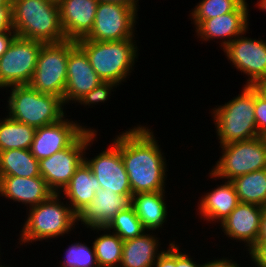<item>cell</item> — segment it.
<instances>
[{
  "instance_id": "13",
  "label": "cell",
  "mask_w": 266,
  "mask_h": 267,
  "mask_svg": "<svg viewBox=\"0 0 266 267\" xmlns=\"http://www.w3.org/2000/svg\"><path fill=\"white\" fill-rule=\"evenodd\" d=\"M111 145L92 159L84 156V161L96 176L101 188L120 195H132L121 151L114 142Z\"/></svg>"
},
{
  "instance_id": "17",
  "label": "cell",
  "mask_w": 266,
  "mask_h": 267,
  "mask_svg": "<svg viewBox=\"0 0 266 267\" xmlns=\"http://www.w3.org/2000/svg\"><path fill=\"white\" fill-rule=\"evenodd\" d=\"M60 22L67 40L86 38L93 27L98 0H57Z\"/></svg>"
},
{
  "instance_id": "26",
  "label": "cell",
  "mask_w": 266,
  "mask_h": 267,
  "mask_svg": "<svg viewBox=\"0 0 266 267\" xmlns=\"http://www.w3.org/2000/svg\"><path fill=\"white\" fill-rule=\"evenodd\" d=\"M231 182L240 202L266 206V169L238 176Z\"/></svg>"
},
{
  "instance_id": "41",
  "label": "cell",
  "mask_w": 266,
  "mask_h": 267,
  "mask_svg": "<svg viewBox=\"0 0 266 267\" xmlns=\"http://www.w3.org/2000/svg\"><path fill=\"white\" fill-rule=\"evenodd\" d=\"M98 1H104V2H117V3H121V4H126L134 9H136L138 11V7H139V0H98Z\"/></svg>"
},
{
  "instance_id": "8",
  "label": "cell",
  "mask_w": 266,
  "mask_h": 267,
  "mask_svg": "<svg viewBox=\"0 0 266 267\" xmlns=\"http://www.w3.org/2000/svg\"><path fill=\"white\" fill-rule=\"evenodd\" d=\"M222 156L209 172L212 178L231 181L254 171L266 169V146L260 136L219 146Z\"/></svg>"
},
{
  "instance_id": "28",
  "label": "cell",
  "mask_w": 266,
  "mask_h": 267,
  "mask_svg": "<svg viewBox=\"0 0 266 267\" xmlns=\"http://www.w3.org/2000/svg\"><path fill=\"white\" fill-rule=\"evenodd\" d=\"M91 230L104 231L92 243L99 267H119L122 260L123 240L107 227H93ZM108 232V233H107Z\"/></svg>"
},
{
  "instance_id": "45",
  "label": "cell",
  "mask_w": 266,
  "mask_h": 267,
  "mask_svg": "<svg viewBox=\"0 0 266 267\" xmlns=\"http://www.w3.org/2000/svg\"><path fill=\"white\" fill-rule=\"evenodd\" d=\"M260 137L262 138V140H263V142H264V144H265V146H266V131L263 132V133L260 135Z\"/></svg>"
},
{
  "instance_id": "20",
  "label": "cell",
  "mask_w": 266,
  "mask_h": 267,
  "mask_svg": "<svg viewBox=\"0 0 266 267\" xmlns=\"http://www.w3.org/2000/svg\"><path fill=\"white\" fill-rule=\"evenodd\" d=\"M54 192L48 187L41 176L22 178L17 176H2L0 178V196L22 202L31 208L48 200Z\"/></svg>"
},
{
  "instance_id": "42",
  "label": "cell",
  "mask_w": 266,
  "mask_h": 267,
  "mask_svg": "<svg viewBox=\"0 0 266 267\" xmlns=\"http://www.w3.org/2000/svg\"><path fill=\"white\" fill-rule=\"evenodd\" d=\"M256 87L258 88V91L261 92L266 97V77L262 79Z\"/></svg>"
},
{
  "instance_id": "23",
  "label": "cell",
  "mask_w": 266,
  "mask_h": 267,
  "mask_svg": "<svg viewBox=\"0 0 266 267\" xmlns=\"http://www.w3.org/2000/svg\"><path fill=\"white\" fill-rule=\"evenodd\" d=\"M144 232L141 236L123 241L122 260L119 267H153L165 251H158L161 244L156 235ZM159 246V247H158Z\"/></svg>"
},
{
  "instance_id": "32",
  "label": "cell",
  "mask_w": 266,
  "mask_h": 267,
  "mask_svg": "<svg viewBox=\"0 0 266 267\" xmlns=\"http://www.w3.org/2000/svg\"><path fill=\"white\" fill-rule=\"evenodd\" d=\"M119 85L113 83V82H101L98 86H96L94 89H92L89 93H86L84 96H82L78 103L80 105L84 106H90V105H96L98 103H104L107 101L111 96V90L115 87L117 88Z\"/></svg>"
},
{
  "instance_id": "34",
  "label": "cell",
  "mask_w": 266,
  "mask_h": 267,
  "mask_svg": "<svg viewBox=\"0 0 266 267\" xmlns=\"http://www.w3.org/2000/svg\"><path fill=\"white\" fill-rule=\"evenodd\" d=\"M165 250L155 261L153 267H176V244L175 241L169 243Z\"/></svg>"
},
{
  "instance_id": "10",
  "label": "cell",
  "mask_w": 266,
  "mask_h": 267,
  "mask_svg": "<svg viewBox=\"0 0 266 267\" xmlns=\"http://www.w3.org/2000/svg\"><path fill=\"white\" fill-rule=\"evenodd\" d=\"M44 43L16 36L0 57V89L28 85Z\"/></svg>"
},
{
  "instance_id": "14",
  "label": "cell",
  "mask_w": 266,
  "mask_h": 267,
  "mask_svg": "<svg viewBox=\"0 0 266 267\" xmlns=\"http://www.w3.org/2000/svg\"><path fill=\"white\" fill-rule=\"evenodd\" d=\"M65 117L56 123L36 128L30 151L37 160L67 148L86 129L77 121Z\"/></svg>"
},
{
  "instance_id": "33",
  "label": "cell",
  "mask_w": 266,
  "mask_h": 267,
  "mask_svg": "<svg viewBox=\"0 0 266 267\" xmlns=\"http://www.w3.org/2000/svg\"><path fill=\"white\" fill-rule=\"evenodd\" d=\"M255 119L258 134L266 131V97L255 86Z\"/></svg>"
},
{
  "instance_id": "24",
  "label": "cell",
  "mask_w": 266,
  "mask_h": 267,
  "mask_svg": "<svg viewBox=\"0 0 266 267\" xmlns=\"http://www.w3.org/2000/svg\"><path fill=\"white\" fill-rule=\"evenodd\" d=\"M165 191L134 194L131 197V206L142 222L146 231L161 229L168 215Z\"/></svg>"
},
{
  "instance_id": "30",
  "label": "cell",
  "mask_w": 266,
  "mask_h": 267,
  "mask_svg": "<svg viewBox=\"0 0 266 267\" xmlns=\"http://www.w3.org/2000/svg\"><path fill=\"white\" fill-rule=\"evenodd\" d=\"M245 0H201L192 9L191 19L197 27L205 19L235 11Z\"/></svg>"
},
{
  "instance_id": "19",
  "label": "cell",
  "mask_w": 266,
  "mask_h": 267,
  "mask_svg": "<svg viewBox=\"0 0 266 267\" xmlns=\"http://www.w3.org/2000/svg\"><path fill=\"white\" fill-rule=\"evenodd\" d=\"M131 197L100 188L92 201L77 214V225L81 221L86 228L107 227L120 211L131 206Z\"/></svg>"
},
{
  "instance_id": "3",
  "label": "cell",
  "mask_w": 266,
  "mask_h": 267,
  "mask_svg": "<svg viewBox=\"0 0 266 267\" xmlns=\"http://www.w3.org/2000/svg\"><path fill=\"white\" fill-rule=\"evenodd\" d=\"M134 41V42H133ZM133 39L121 41H93L85 38L76 44L86 53L89 62L103 82L121 85L134 70L138 58L137 43ZM136 58V59H135Z\"/></svg>"
},
{
  "instance_id": "1",
  "label": "cell",
  "mask_w": 266,
  "mask_h": 267,
  "mask_svg": "<svg viewBox=\"0 0 266 267\" xmlns=\"http://www.w3.org/2000/svg\"><path fill=\"white\" fill-rule=\"evenodd\" d=\"M148 128L137 125L112 139L121 151L132 195L165 191L166 158Z\"/></svg>"
},
{
  "instance_id": "22",
  "label": "cell",
  "mask_w": 266,
  "mask_h": 267,
  "mask_svg": "<svg viewBox=\"0 0 266 267\" xmlns=\"http://www.w3.org/2000/svg\"><path fill=\"white\" fill-rule=\"evenodd\" d=\"M101 188L96 176L85 161L76 169L70 182L59 193L69 201L67 202L77 215L95 197V192Z\"/></svg>"
},
{
  "instance_id": "11",
  "label": "cell",
  "mask_w": 266,
  "mask_h": 267,
  "mask_svg": "<svg viewBox=\"0 0 266 267\" xmlns=\"http://www.w3.org/2000/svg\"><path fill=\"white\" fill-rule=\"evenodd\" d=\"M137 10L117 2L99 1L94 24L85 38L93 41H121L135 37Z\"/></svg>"
},
{
  "instance_id": "38",
  "label": "cell",
  "mask_w": 266,
  "mask_h": 267,
  "mask_svg": "<svg viewBox=\"0 0 266 267\" xmlns=\"http://www.w3.org/2000/svg\"><path fill=\"white\" fill-rule=\"evenodd\" d=\"M16 36L15 31L0 32V57L7 51Z\"/></svg>"
},
{
  "instance_id": "37",
  "label": "cell",
  "mask_w": 266,
  "mask_h": 267,
  "mask_svg": "<svg viewBox=\"0 0 266 267\" xmlns=\"http://www.w3.org/2000/svg\"><path fill=\"white\" fill-rule=\"evenodd\" d=\"M179 245L176 244V267H200L201 264H198L193 261L191 256L185 252L180 251ZM190 257V258H189Z\"/></svg>"
},
{
  "instance_id": "40",
  "label": "cell",
  "mask_w": 266,
  "mask_h": 267,
  "mask_svg": "<svg viewBox=\"0 0 266 267\" xmlns=\"http://www.w3.org/2000/svg\"><path fill=\"white\" fill-rule=\"evenodd\" d=\"M257 242H266V206L263 207V213L261 217L260 232Z\"/></svg>"
},
{
  "instance_id": "15",
  "label": "cell",
  "mask_w": 266,
  "mask_h": 267,
  "mask_svg": "<svg viewBox=\"0 0 266 267\" xmlns=\"http://www.w3.org/2000/svg\"><path fill=\"white\" fill-rule=\"evenodd\" d=\"M249 5L246 0L233 12L205 19L195 29L202 41L223 39L221 49L230 44L236 37L248 31Z\"/></svg>"
},
{
  "instance_id": "21",
  "label": "cell",
  "mask_w": 266,
  "mask_h": 267,
  "mask_svg": "<svg viewBox=\"0 0 266 267\" xmlns=\"http://www.w3.org/2000/svg\"><path fill=\"white\" fill-rule=\"evenodd\" d=\"M224 181V184L205 193L199 200L197 211L199 210L198 213L201 219L203 218L202 220L221 223L240 203L232 182Z\"/></svg>"
},
{
  "instance_id": "4",
  "label": "cell",
  "mask_w": 266,
  "mask_h": 267,
  "mask_svg": "<svg viewBox=\"0 0 266 267\" xmlns=\"http://www.w3.org/2000/svg\"><path fill=\"white\" fill-rule=\"evenodd\" d=\"M242 90L211 112L220 146L260 136L254 111L255 86L244 85Z\"/></svg>"
},
{
  "instance_id": "36",
  "label": "cell",
  "mask_w": 266,
  "mask_h": 267,
  "mask_svg": "<svg viewBox=\"0 0 266 267\" xmlns=\"http://www.w3.org/2000/svg\"><path fill=\"white\" fill-rule=\"evenodd\" d=\"M3 31H14L11 6H0V32Z\"/></svg>"
},
{
  "instance_id": "31",
  "label": "cell",
  "mask_w": 266,
  "mask_h": 267,
  "mask_svg": "<svg viewBox=\"0 0 266 267\" xmlns=\"http://www.w3.org/2000/svg\"><path fill=\"white\" fill-rule=\"evenodd\" d=\"M91 247L74 242L66 249L61 267H99L93 245Z\"/></svg>"
},
{
  "instance_id": "29",
  "label": "cell",
  "mask_w": 266,
  "mask_h": 267,
  "mask_svg": "<svg viewBox=\"0 0 266 267\" xmlns=\"http://www.w3.org/2000/svg\"><path fill=\"white\" fill-rule=\"evenodd\" d=\"M123 241L141 236L146 230L132 206L120 211L107 226Z\"/></svg>"
},
{
  "instance_id": "18",
  "label": "cell",
  "mask_w": 266,
  "mask_h": 267,
  "mask_svg": "<svg viewBox=\"0 0 266 267\" xmlns=\"http://www.w3.org/2000/svg\"><path fill=\"white\" fill-rule=\"evenodd\" d=\"M263 207L240 202L229 216L219 223L224 235L243 241L249 251L258 241Z\"/></svg>"
},
{
  "instance_id": "2",
  "label": "cell",
  "mask_w": 266,
  "mask_h": 267,
  "mask_svg": "<svg viewBox=\"0 0 266 267\" xmlns=\"http://www.w3.org/2000/svg\"><path fill=\"white\" fill-rule=\"evenodd\" d=\"M11 12L17 36L44 44L67 40L57 0H11Z\"/></svg>"
},
{
  "instance_id": "25",
  "label": "cell",
  "mask_w": 266,
  "mask_h": 267,
  "mask_svg": "<svg viewBox=\"0 0 266 267\" xmlns=\"http://www.w3.org/2000/svg\"><path fill=\"white\" fill-rule=\"evenodd\" d=\"M2 176H17L31 178L41 176L39 160L30 150L9 149L0 152V178Z\"/></svg>"
},
{
  "instance_id": "16",
  "label": "cell",
  "mask_w": 266,
  "mask_h": 267,
  "mask_svg": "<svg viewBox=\"0 0 266 267\" xmlns=\"http://www.w3.org/2000/svg\"><path fill=\"white\" fill-rule=\"evenodd\" d=\"M103 82L92 68L86 53L76 45L70 52L67 62V82L63 104L75 103Z\"/></svg>"
},
{
  "instance_id": "12",
  "label": "cell",
  "mask_w": 266,
  "mask_h": 267,
  "mask_svg": "<svg viewBox=\"0 0 266 267\" xmlns=\"http://www.w3.org/2000/svg\"><path fill=\"white\" fill-rule=\"evenodd\" d=\"M244 34L246 32L236 37L223 51L233 67L247 75L245 85L256 86L266 77V40L251 39Z\"/></svg>"
},
{
  "instance_id": "44",
  "label": "cell",
  "mask_w": 266,
  "mask_h": 267,
  "mask_svg": "<svg viewBox=\"0 0 266 267\" xmlns=\"http://www.w3.org/2000/svg\"><path fill=\"white\" fill-rule=\"evenodd\" d=\"M0 6H11V0H0Z\"/></svg>"
},
{
  "instance_id": "9",
  "label": "cell",
  "mask_w": 266,
  "mask_h": 267,
  "mask_svg": "<svg viewBox=\"0 0 266 267\" xmlns=\"http://www.w3.org/2000/svg\"><path fill=\"white\" fill-rule=\"evenodd\" d=\"M96 135V130L86 128L67 148L39 160L41 177L54 193L59 194L70 182Z\"/></svg>"
},
{
  "instance_id": "5",
  "label": "cell",
  "mask_w": 266,
  "mask_h": 267,
  "mask_svg": "<svg viewBox=\"0 0 266 267\" xmlns=\"http://www.w3.org/2000/svg\"><path fill=\"white\" fill-rule=\"evenodd\" d=\"M61 198V194L54 193L48 200L27 208L29 213L20 231V245L48 238L56 239L75 228L77 215L67 202L61 203Z\"/></svg>"
},
{
  "instance_id": "43",
  "label": "cell",
  "mask_w": 266,
  "mask_h": 267,
  "mask_svg": "<svg viewBox=\"0 0 266 267\" xmlns=\"http://www.w3.org/2000/svg\"><path fill=\"white\" fill-rule=\"evenodd\" d=\"M257 7L266 12V0L257 1Z\"/></svg>"
},
{
  "instance_id": "35",
  "label": "cell",
  "mask_w": 266,
  "mask_h": 267,
  "mask_svg": "<svg viewBox=\"0 0 266 267\" xmlns=\"http://www.w3.org/2000/svg\"><path fill=\"white\" fill-rule=\"evenodd\" d=\"M249 255L257 267H266V242H256Z\"/></svg>"
},
{
  "instance_id": "39",
  "label": "cell",
  "mask_w": 266,
  "mask_h": 267,
  "mask_svg": "<svg viewBox=\"0 0 266 267\" xmlns=\"http://www.w3.org/2000/svg\"><path fill=\"white\" fill-rule=\"evenodd\" d=\"M240 264L236 263L235 261H232L231 259L222 258V259H215L210 260L207 263L201 264L200 267H241Z\"/></svg>"
},
{
  "instance_id": "6",
  "label": "cell",
  "mask_w": 266,
  "mask_h": 267,
  "mask_svg": "<svg viewBox=\"0 0 266 267\" xmlns=\"http://www.w3.org/2000/svg\"><path fill=\"white\" fill-rule=\"evenodd\" d=\"M10 89L6 108L8 116L16 121L38 128L58 122L66 114L58 96L40 93L29 84L11 86Z\"/></svg>"
},
{
  "instance_id": "7",
  "label": "cell",
  "mask_w": 266,
  "mask_h": 267,
  "mask_svg": "<svg viewBox=\"0 0 266 267\" xmlns=\"http://www.w3.org/2000/svg\"><path fill=\"white\" fill-rule=\"evenodd\" d=\"M76 45V41L70 40L43 44L29 85L40 93L58 96L63 100L69 52Z\"/></svg>"
},
{
  "instance_id": "27",
  "label": "cell",
  "mask_w": 266,
  "mask_h": 267,
  "mask_svg": "<svg viewBox=\"0 0 266 267\" xmlns=\"http://www.w3.org/2000/svg\"><path fill=\"white\" fill-rule=\"evenodd\" d=\"M36 128L10 118L0 119V152L9 149L30 150Z\"/></svg>"
}]
</instances>
